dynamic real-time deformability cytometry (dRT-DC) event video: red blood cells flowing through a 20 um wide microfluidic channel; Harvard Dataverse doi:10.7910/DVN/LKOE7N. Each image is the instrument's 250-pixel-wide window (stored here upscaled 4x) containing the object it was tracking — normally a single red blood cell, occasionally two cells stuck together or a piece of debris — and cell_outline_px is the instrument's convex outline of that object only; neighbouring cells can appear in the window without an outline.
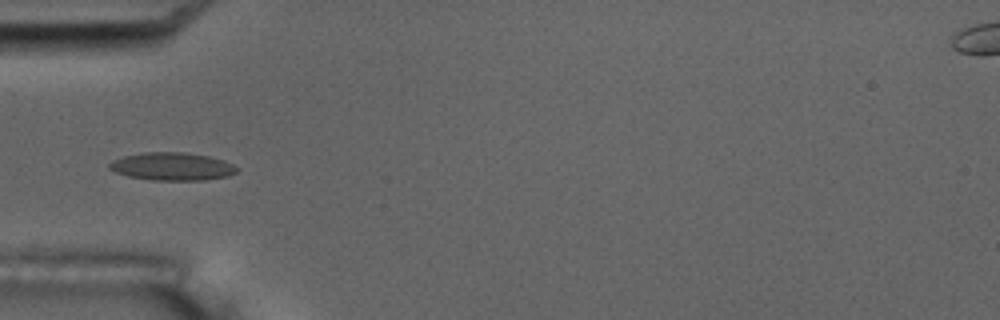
{"species": "common noctule bat (a hibernating species)", "species_latin": "Nyctalus noctula", "temperature_condition": "room temperature", "stored_images_in_passage": 5, "camera_frame_rate_fps": 3000, "um_per_image_px": 0.085, "animal": {"sex": "male", "body_mass_g": 17.5, "forearm_length_mm": 52.3}, "frame": {"image": 1, "passage_image": 5, "time_ms": 5.667, "image_size_px": [1000, 320], "cell_outline_px": [[240, 168], [236, 172], [228, 176], [204, 180], [152, 180], [128, 176], [116, 172], [108, 168], [108, 164], [112, 160], [124, 156], [144, 152], [184, 152], [208, 156], [224, 160]], "centroid_in_image_um": [14.63, 14.15], "position_along_channel_um": 70.4, "area_um2": 20.75}}